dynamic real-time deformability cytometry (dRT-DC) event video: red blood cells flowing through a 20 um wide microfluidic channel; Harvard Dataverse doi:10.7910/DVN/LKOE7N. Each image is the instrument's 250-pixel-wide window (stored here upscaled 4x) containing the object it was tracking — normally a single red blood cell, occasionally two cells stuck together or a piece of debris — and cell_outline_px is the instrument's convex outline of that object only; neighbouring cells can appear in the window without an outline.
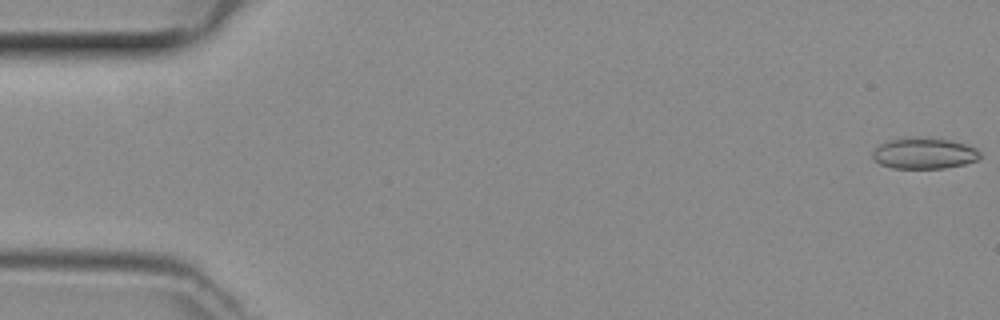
{"species": "common noctule bat (a hibernating species)", "species_latin": "Nyctalus noctula", "temperature_condition": "room temperature", "stored_images_in_passage": 49, "camera_frame_rate_fps": 3000, "um_per_image_px": 0.085, "animal": {"sex": "female", "body_mass_g": 29.2, "forearm_length_mm": 56.3}, "frame": {"image": 1, "passage_image": 1, "time_ms": 0.0, "image_size_px": [1000, 320], "cell_outline_px": [[980, 156], [976, 160], [964, 164], [944, 168], [892, 168], [880, 164], [872, 156], [872, 152], [880, 144], [888, 140], [908, 136], [948, 140], [964, 144], [976, 148], [980, 152]], "centroid_in_image_um": [78.52, 13.03], "position_along_channel_um": 6.5, "area_um2": 19.36}}
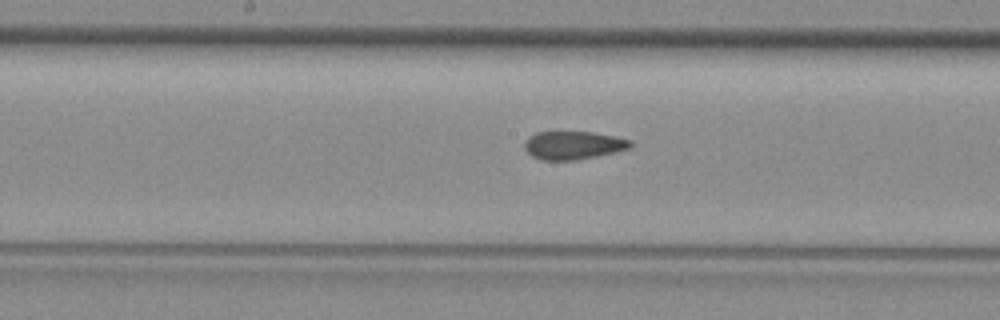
{"frame": {"image": 2, "passage_image": 25, "time_ms": 8.0, "image_size_px": [1000, 320], "cell_outline_px": [[632, 144], [628, 148], [616, 152], [576, 160], [540, 160], [532, 156], [524, 148], [524, 140], [528, 136], [536, 132], [592, 132], [616, 136], [632, 140]], "centroid_in_image_um": [48.7, 12.34], "position_along_channel_um": 199.5, "area_um2": 17.51}}
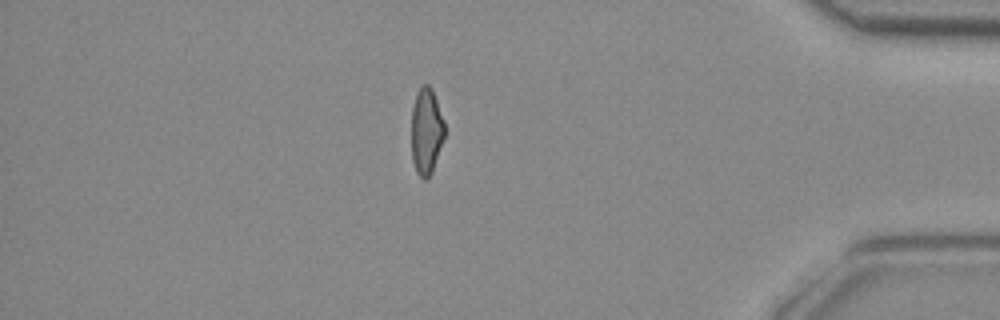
{"frame": {"image": 3, "passage_image": 42, "time_ms": 13.667, "image_size_px": [1000, 320], "cell_outline_px": [[444, 136], [432, 172], [424, 180], [416, 172], [412, 160], [412, 108], [416, 92], [424, 84], [428, 84], [432, 88], [444, 120]], "centroid_in_image_um": [36.23, 11.13], "position_along_channel_um": 399.0, "area_um2": 16.59}}